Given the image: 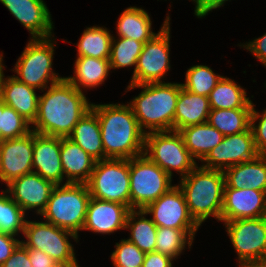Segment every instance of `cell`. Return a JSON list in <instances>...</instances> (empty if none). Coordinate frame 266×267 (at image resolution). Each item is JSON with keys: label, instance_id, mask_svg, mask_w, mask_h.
Here are the masks:
<instances>
[{"label": "cell", "instance_id": "obj_40", "mask_svg": "<svg viewBox=\"0 0 266 267\" xmlns=\"http://www.w3.org/2000/svg\"><path fill=\"white\" fill-rule=\"evenodd\" d=\"M239 46L241 48L243 47L247 51H250V53H252V55L266 67V33H264L263 36Z\"/></svg>", "mask_w": 266, "mask_h": 267}, {"label": "cell", "instance_id": "obj_29", "mask_svg": "<svg viewBox=\"0 0 266 267\" xmlns=\"http://www.w3.org/2000/svg\"><path fill=\"white\" fill-rule=\"evenodd\" d=\"M208 100L211 109H252L253 102L246 89L228 77H222L211 90Z\"/></svg>", "mask_w": 266, "mask_h": 267}, {"label": "cell", "instance_id": "obj_12", "mask_svg": "<svg viewBox=\"0 0 266 267\" xmlns=\"http://www.w3.org/2000/svg\"><path fill=\"white\" fill-rule=\"evenodd\" d=\"M238 255V266L262 261L266 253V216L223 222Z\"/></svg>", "mask_w": 266, "mask_h": 267}, {"label": "cell", "instance_id": "obj_10", "mask_svg": "<svg viewBox=\"0 0 266 267\" xmlns=\"http://www.w3.org/2000/svg\"><path fill=\"white\" fill-rule=\"evenodd\" d=\"M24 238L21 244L25 248L41 250L56 260L61 266L78 264L75 249L69 238L77 242L78 236L66 229L59 228L48 221L26 220Z\"/></svg>", "mask_w": 266, "mask_h": 267}, {"label": "cell", "instance_id": "obj_13", "mask_svg": "<svg viewBox=\"0 0 266 267\" xmlns=\"http://www.w3.org/2000/svg\"><path fill=\"white\" fill-rule=\"evenodd\" d=\"M144 211L152 215V222L157 227L180 230H198L200 227L191 217L184 194L176 184L144 208Z\"/></svg>", "mask_w": 266, "mask_h": 267}, {"label": "cell", "instance_id": "obj_2", "mask_svg": "<svg viewBox=\"0 0 266 267\" xmlns=\"http://www.w3.org/2000/svg\"><path fill=\"white\" fill-rule=\"evenodd\" d=\"M97 114L106 158L131 159L144 154L146 133L129 104L92 103Z\"/></svg>", "mask_w": 266, "mask_h": 267}, {"label": "cell", "instance_id": "obj_18", "mask_svg": "<svg viewBox=\"0 0 266 267\" xmlns=\"http://www.w3.org/2000/svg\"><path fill=\"white\" fill-rule=\"evenodd\" d=\"M34 38L54 36L53 21L44 0H0Z\"/></svg>", "mask_w": 266, "mask_h": 267}, {"label": "cell", "instance_id": "obj_49", "mask_svg": "<svg viewBox=\"0 0 266 267\" xmlns=\"http://www.w3.org/2000/svg\"><path fill=\"white\" fill-rule=\"evenodd\" d=\"M60 267H80L79 264L71 265V266H60Z\"/></svg>", "mask_w": 266, "mask_h": 267}, {"label": "cell", "instance_id": "obj_27", "mask_svg": "<svg viewBox=\"0 0 266 267\" xmlns=\"http://www.w3.org/2000/svg\"><path fill=\"white\" fill-rule=\"evenodd\" d=\"M191 156L202 161L208 153L222 142L224 135L208 122L185 127L179 131Z\"/></svg>", "mask_w": 266, "mask_h": 267}, {"label": "cell", "instance_id": "obj_4", "mask_svg": "<svg viewBox=\"0 0 266 267\" xmlns=\"http://www.w3.org/2000/svg\"><path fill=\"white\" fill-rule=\"evenodd\" d=\"M179 182L188 211L199 226L210 216L220 221L225 187L223 171L197 165Z\"/></svg>", "mask_w": 266, "mask_h": 267}, {"label": "cell", "instance_id": "obj_38", "mask_svg": "<svg viewBox=\"0 0 266 267\" xmlns=\"http://www.w3.org/2000/svg\"><path fill=\"white\" fill-rule=\"evenodd\" d=\"M3 140L20 138L31 132V124L3 102Z\"/></svg>", "mask_w": 266, "mask_h": 267}, {"label": "cell", "instance_id": "obj_33", "mask_svg": "<svg viewBox=\"0 0 266 267\" xmlns=\"http://www.w3.org/2000/svg\"><path fill=\"white\" fill-rule=\"evenodd\" d=\"M198 230H180L158 227L155 251L168 255L175 261L186 249H191Z\"/></svg>", "mask_w": 266, "mask_h": 267}, {"label": "cell", "instance_id": "obj_47", "mask_svg": "<svg viewBox=\"0 0 266 267\" xmlns=\"http://www.w3.org/2000/svg\"><path fill=\"white\" fill-rule=\"evenodd\" d=\"M4 64H3V52L0 54V83H1V78L2 75L4 74Z\"/></svg>", "mask_w": 266, "mask_h": 267}, {"label": "cell", "instance_id": "obj_14", "mask_svg": "<svg viewBox=\"0 0 266 267\" xmlns=\"http://www.w3.org/2000/svg\"><path fill=\"white\" fill-rule=\"evenodd\" d=\"M258 152L251 127L238 134L224 136L222 142L201 161L202 167L225 171L231 166L255 159Z\"/></svg>", "mask_w": 266, "mask_h": 267}, {"label": "cell", "instance_id": "obj_32", "mask_svg": "<svg viewBox=\"0 0 266 267\" xmlns=\"http://www.w3.org/2000/svg\"><path fill=\"white\" fill-rule=\"evenodd\" d=\"M252 109H211L207 122L224 136L250 128Z\"/></svg>", "mask_w": 266, "mask_h": 267}, {"label": "cell", "instance_id": "obj_44", "mask_svg": "<svg viewBox=\"0 0 266 267\" xmlns=\"http://www.w3.org/2000/svg\"><path fill=\"white\" fill-rule=\"evenodd\" d=\"M226 1L229 0H193L195 3L194 14L197 18L202 19L203 17H206L208 13L212 12L213 9L215 10L224 6Z\"/></svg>", "mask_w": 266, "mask_h": 267}, {"label": "cell", "instance_id": "obj_17", "mask_svg": "<svg viewBox=\"0 0 266 267\" xmlns=\"http://www.w3.org/2000/svg\"><path fill=\"white\" fill-rule=\"evenodd\" d=\"M266 216V192L249 188L234 189L225 184L220 221Z\"/></svg>", "mask_w": 266, "mask_h": 267}, {"label": "cell", "instance_id": "obj_1", "mask_svg": "<svg viewBox=\"0 0 266 267\" xmlns=\"http://www.w3.org/2000/svg\"><path fill=\"white\" fill-rule=\"evenodd\" d=\"M40 95L36 120L31 130L42 135L68 137L74 126L92 107L84 92L65 78Z\"/></svg>", "mask_w": 266, "mask_h": 267}, {"label": "cell", "instance_id": "obj_22", "mask_svg": "<svg viewBox=\"0 0 266 267\" xmlns=\"http://www.w3.org/2000/svg\"><path fill=\"white\" fill-rule=\"evenodd\" d=\"M60 158L66 184H86L89 181L96 160L68 137L61 138Z\"/></svg>", "mask_w": 266, "mask_h": 267}, {"label": "cell", "instance_id": "obj_30", "mask_svg": "<svg viewBox=\"0 0 266 267\" xmlns=\"http://www.w3.org/2000/svg\"><path fill=\"white\" fill-rule=\"evenodd\" d=\"M144 209H131L126 220L125 230H130V237L127 239L134 243L144 253L155 251L157 226Z\"/></svg>", "mask_w": 266, "mask_h": 267}, {"label": "cell", "instance_id": "obj_31", "mask_svg": "<svg viewBox=\"0 0 266 267\" xmlns=\"http://www.w3.org/2000/svg\"><path fill=\"white\" fill-rule=\"evenodd\" d=\"M112 36L106 27H87L78 43L77 56L93 57L96 59H110Z\"/></svg>", "mask_w": 266, "mask_h": 267}, {"label": "cell", "instance_id": "obj_34", "mask_svg": "<svg viewBox=\"0 0 266 267\" xmlns=\"http://www.w3.org/2000/svg\"><path fill=\"white\" fill-rule=\"evenodd\" d=\"M27 213L8 195L5 190L0 193V232L17 236L23 234Z\"/></svg>", "mask_w": 266, "mask_h": 267}, {"label": "cell", "instance_id": "obj_50", "mask_svg": "<svg viewBox=\"0 0 266 267\" xmlns=\"http://www.w3.org/2000/svg\"><path fill=\"white\" fill-rule=\"evenodd\" d=\"M262 262L266 264V253H265V256H264Z\"/></svg>", "mask_w": 266, "mask_h": 267}, {"label": "cell", "instance_id": "obj_24", "mask_svg": "<svg viewBox=\"0 0 266 267\" xmlns=\"http://www.w3.org/2000/svg\"><path fill=\"white\" fill-rule=\"evenodd\" d=\"M211 107L207 96L180 89L174 114V130L207 122Z\"/></svg>", "mask_w": 266, "mask_h": 267}, {"label": "cell", "instance_id": "obj_46", "mask_svg": "<svg viewBox=\"0 0 266 267\" xmlns=\"http://www.w3.org/2000/svg\"><path fill=\"white\" fill-rule=\"evenodd\" d=\"M3 102L0 99V141H3Z\"/></svg>", "mask_w": 266, "mask_h": 267}, {"label": "cell", "instance_id": "obj_28", "mask_svg": "<svg viewBox=\"0 0 266 267\" xmlns=\"http://www.w3.org/2000/svg\"><path fill=\"white\" fill-rule=\"evenodd\" d=\"M116 30L118 37L131 38L143 43L158 34L152 30L150 14L145 9L136 6H130L121 13Z\"/></svg>", "mask_w": 266, "mask_h": 267}, {"label": "cell", "instance_id": "obj_43", "mask_svg": "<svg viewBox=\"0 0 266 267\" xmlns=\"http://www.w3.org/2000/svg\"><path fill=\"white\" fill-rule=\"evenodd\" d=\"M32 267H60L61 265L41 250L26 248Z\"/></svg>", "mask_w": 266, "mask_h": 267}, {"label": "cell", "instance_id": "obj_3", "mask_svg": "<svg viewBox=\"0 0 266 267\" xmlns=\"http://www.w3.org/2000/svg\"><path fill=\"white\" fill-rule=\"evenodd\" d=\"M134 88H142V91L128 104L141 129L145 133L174 130V114L181 83L129 84L126 92Z\"/></svg>", "mask_w": 266, "mask_h": 267}, {"label": "cell", "instance_id": "obj_7", "mask_svg": "<svg viewBox=\"0 0 266 267\" xmlns=\"http://www.w3.org/2000/svg\"><path fill=\"white\" fill-rule=\"evenodd\" d=\"M144 155L171 177L175 170L180 179L199 165L185 147L181 133L175 130L146 133Z\"/></svg>", "mask_w": 266, "mask_h": 267}, {"label": "cell", "instance_id": "obj_42", "mask_svg": "<svg viewBox=\"0 0 266 267\" xmlns=\"http://www.w3.org/2000/svg\"><path fill=\"white\" fill-rule=\"evenodd\" d=\"M0 267H32L28 250L20 244Z\"/></svg>", "mask_w": 266, "mask_h": 267}, {"label": "cell", "instance_id": "obj_35", "mask_svg": "<svg viewBox=\"0 0 266 267\" xmlns=\"http://www.w3.org/2000/svg\"><path fill=\"white\" fill-rule=\"evenodd\" d=\"M117 38V39H116ZM114 37L112 36L110 65L111 69L135 67L144 43L136 41L135 39L126 37Z\"/></svg>", "mask_w": 266, "mask_h": 267}, {"label": "cell", "instance_id": "obj_41", "mask_svg": "<svg viewBox=\"0 0 266 267\" xmlns=\"http://www.w3.org/2000/svg\"><path fill=\"white\" fill-rule=\"evenodd\" d=\"M21 244L19 238L0 232V266L11 256Z\"/></svg>", "mask_w": 266, "mask_h": 267}, {"label": "cell", "instance_id": "obj_9", "mask_svg": "<svg viewBox=\"0 0 266 267\" xmlns=\"http://www.w3.org/2000/svg\"><path fill=\"white\" fill-rule=\"evenodd\" d=\"M86 184L91 197L117 202L131 209L129 160L107 158L96 161Z\"/></svg>", "mask_w": 266, "mask_h": 267}, {"label": "cell", "instance_id": "obj_8", "mask_svg": "<svg viewBox=\"0 0 266 267\" xmlns=\"http://www.w3.org/2000/svg\"><path fill=\"white\" fill-rule=\"evenodd\" d=\"M131 209H144L174 185L172 177L144 154L129 159Z\"/></svg>", "mask_w": 266, "mask_h": 267}, {"label": "cell", "instance_id": "obj_37", "mask_svg": "<svg viewBox=\"0 0 266 267\" xmlns=\"http://www.w3.org/2000/svg\"><path fill=\"white\" fill-rule=\"evenodd\" d=\"M146 253L128 239H121L115 244L110 259L115 267H142Z\"/></svg>", "mask_w": 266, "mask_h": 267}, {"label": "cell", "instance_id": "obj_36", "mask_svg": "<svg viewBox=\"0 0 266 267\" xmlns=\"http://www.w3.org/2000/svg\"><path fill=\"white\" fill-rule=\"evenodd\" d=\"M185 74V83H181L182 87L194 94L207 97L223 77L214 73L208 65L201 64L191 66Z\"/></svg>", "mask_w": 266, "mask_h": 267}, {"label": "cell", "instance_id": "obj_15", "mask_svg": "<svg viewBox=\"0 0 266 267\" xmlns=\"http://www.w3.org/2000/svg\"><path fill=\"white\" fill-rule=\"evenodd\" d=\"M34 131L27 135L0 141V181L5 185L33 172Z\"/></svg>", "mask_w": 266, "mask_h": 267}, {"label": "cell", "instance_id": "obj_20", "mask_svg": "<svg viewBox=\"0 0 266 267\" xmlns=\"http://www.w3.org/2000/svg\"><path fill=\"white\" fill-rule=\"evenodd\" d=\"M130 210L126 205L91 197L82 230L107 235L124 230Z\"/></svg>", "mask_w": 266, "mask_h": 267}, {"label": "cell", "instance_id": "obj_5", "mask_svg": "<svg viewBox=\"0 0 266 267\" xmlns=\"http://www.w3.org/2000/svg\"><path fill=\"white\" fill-rule=\"evenodd\" d=\"M91 195L87 184L56 185L46 208L41 213L45 221L75 233L82 231Z\"/></svg>", "mask_w": 266, "mask_h": 267}, {"label": "cell", "instance_id": "obj_21", "mask_svg": "<svg viewBox=\"0 0 266 267\" xmlns=\"http://www.w3.org/2000/svg\"><path fill=\"white\" fill-rule=\"evenodd\" d=\"M40 95L36 88L18 81L14 76L3 74L0 83V99L12 107L31 125L36 120Z\"/></svg>", "mask_w": 266, "mask_h": 267}, {"label": "cell", "instance_id": "obj_11", "mask_svg": "<svg viewBox=\"0 0 266 267\" xmlns=\"http://www.w3.org/2000/svg\"><path fill=\"white\" fill-rule=\"evenodd\" d=\"M170 14L164 19L161 29L151 40L145 42L129 84L165 82L170 65Z\"/></svg>", "mask_w": 266, "mask_h": 267}, {"label": "cell", "instance_id": "obj_45", "mask_svg": "<svg viewBox=\"0 0 266 267\" xmlns=\"http://www.w3.org/2000/svg\"><path fill=\"white\" fill-rule=\"evenodd\" d=\"M172 261L174 259L170 256L153 251L146 253L142 267H173Z\"/></svg>", "mask_w": 266, "mask_h": 267}, {"label": "cell", "instance_id": "obj_48", "mask_svg": "<svg viewBox=\"0 0 266 267\" xmlns=\"http://www.w3.org/2000/svg\"><path fill=\"white\" fill-rule=\"evenodd\" d=\"M246 267H266V264L263 263L262 261L252 263L250 265H247Z\"/></svg>", "mask_w": 266, "mask_h": 267}, {"label": "cell", "instance_id": "obj_25", "mask_svg": "<svg viewBox=\"0 0 266 267\" xmlns=\"http://www.w3.org/2000/svg\"><path fill=\"white\" fill-rule=\"evenodd\" d=\"M74 76L64 77L69 83L83 92L85 88L99 87L108 78L111 70L109 59L76 56ZM83 89V90H82Z\"/></svg>", "mask_w": 266, "mask_h": 267}, {"label": "cell", "instance_id": "obj_6", "mask_svg": "<svg viewBox=\"0 0 266 267\" xmlns=\"http://www.w3.org/2000/svg\"><path fill=\"white\" fill-rule=\"evenodd\" d=\"M55 44L54 36L30 38L14 68L11 70L17 73L13 76L18 81L42 92L47 87L64 79V77H60L58 73H55L52 68Z\"/></svg>", "mask_w": 266, "mask_h": 267}, {"label": "cell", "instance_id": "obj_39", "mask_svg": "<svg viewBox=\"0 0 266 267\" xmlns=\"http://www.w3.org/2000/svg\"><path fill=\"white\" fill-rule=\"evenodd\" d=\"M254 107L255 105L253 103L250 127L253 132L254 143L258 154L266 155V109L261 113Z\"/></svg>", "mask_w": 266, "mask_h": 267}, {"label": "cell", "instance_id": "obj_23", "mask_svg": "<svg viewBox=\"0 0 266 267\" xmlns=\"http://www.w3.org/2000/svg\"><path fill=\"white\" fill-rule=\"evenodd\" d=\"M224 176L225 184L230 188L266 192V155L231 166L224 171Z\"/></svg>", "mask_w": 266, "mask_h": 267}, {"label": "cell", "instance_id": "obj_19", "mask_svg": "<svg viewBox=\"0 0 266 267\" xmlns=\"http://www.w3.org/2000/svg\"><path fill=\"white\" fill-rule=\"evenodd\" d=\"M61 137L47 136L34 132L33 172L38 173L55 185H65L61 165Z\"/></svg>", "mask_w": 266, "mask_h": 267}, {"label": "cell", "instance_id": "obj_26", "mask_svg": "<svg viewBox=\"0 0 266 267\" xmlns=\"http://www.w3.org/2000/svg\"><path fill=\"white\" fill-rule=\"evenodd\" d=\"M68 138L96 161L107 159L104 154L99 120L92 109L74 126Z\"/></svg>", "mask_w": 266, "mask_h": 267}, {"label": "cell", "instance_id": "obj_16", "mask_svg": "<svg viewBox=\"0 0 266 267\" xmlns=\"http://www.w3.org/2000/svg\"><path fill=\"white\" fill-rule=\"evenodd\" d=\"M55 186L53 182L32 172L11 181L5 191L25 213L35 210L37 215H41Z\"/></svg>", "mask_w": 266, "mask_h": 267}]
</instances>
